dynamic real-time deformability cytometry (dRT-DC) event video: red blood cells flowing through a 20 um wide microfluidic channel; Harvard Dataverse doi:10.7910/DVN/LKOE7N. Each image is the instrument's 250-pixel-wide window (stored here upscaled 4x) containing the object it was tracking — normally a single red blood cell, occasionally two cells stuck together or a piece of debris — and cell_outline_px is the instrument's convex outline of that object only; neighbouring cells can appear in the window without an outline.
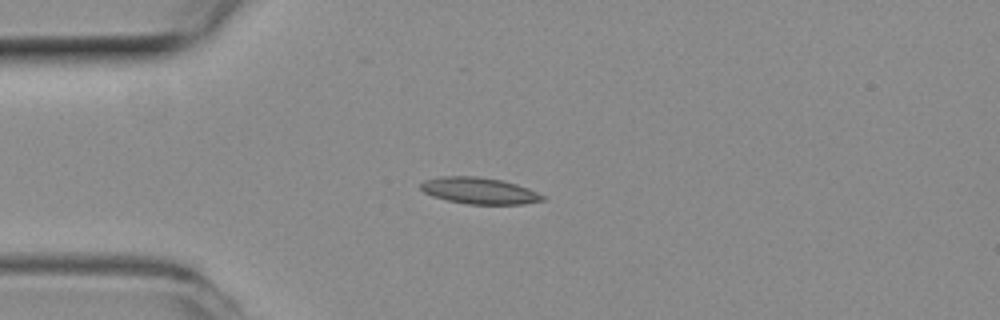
{"species": "common noctule bat (a hibernating species)", "species_latin": "Nyctalus noctula", "temperature_condition": "room temperature", "stored_images_in_passage": 37, "camera_frame_rate_fps": 3000, "um_per_image_px": 0.085, "animal": {"sex": "female", "body_mass_g": 19.3, "forearm_length_mm": 54.1}, "frame": {"image": 1, "passage_image": 1, "time_ms": 0.0, "image_size_px": [1000, 320], "cell_outline_px": [[548, 200], [524, 204], [468, 204], [448, 200], [432, 196], [424, 192], [420, 188], [420, 184], [424, 180], [440, 176], [476, 176], [500, 180], [516, 184], [528, 188], [544, 196]], "centroid_in_image_um": [40.74, 16.21], "position_along_channel_um": 44.3, "area_um2": 18.79}}
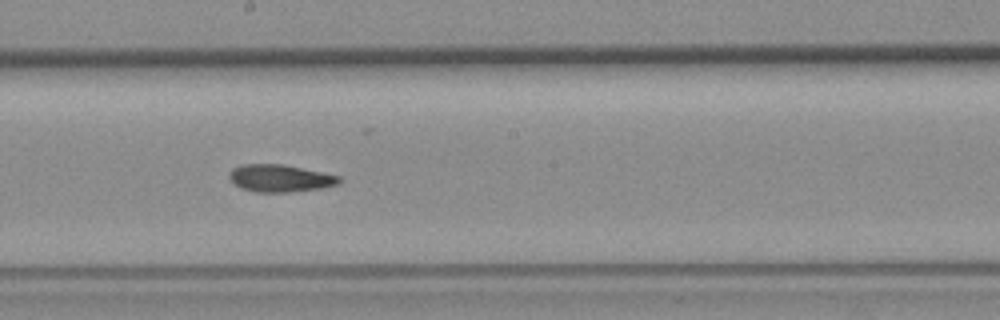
{"frame": {"image": 2, "passage_image": 16, "time_ms": 5.0, "image_size_px": [1000, 320], "cell_outline_px": [[340, 184], [324, 188], [288, 192], [256, 192], [240, 188], [228, 176], [232, 168], [240, 164], [284, 164], [340, 176]], "centroid_in_image_um": [23.81, 15.15], "position_along_channel_um": 224.4, "area_um2": 17.57}}
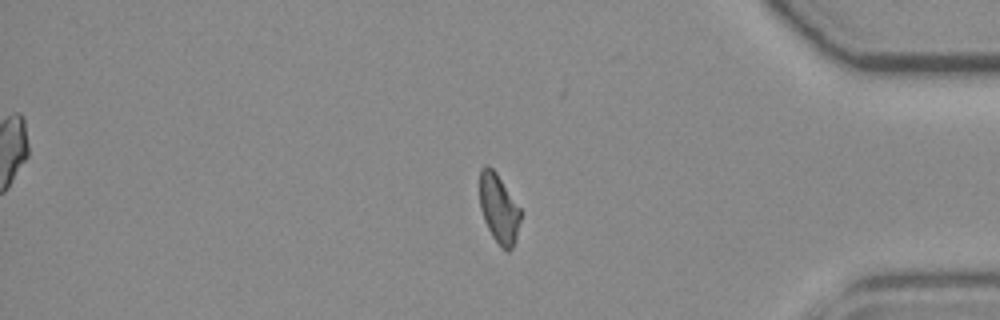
{"frame": {"image": 3, "passage_image": 31, "time_ms": 10.0, "image_size_px": [1000, 320], "cell_outline_px": [[520, 220], [516, 240], [512, 248], [508, 252], [492, 236], [484, 220], [480, 208], [480, 168], [484, 164], [488, 164], [496, 172], [520, 208]], "centroid_in_image_um": [42.39, 17.7], "position_along_channel_um": 392.8, "area_um2": 16.3}}